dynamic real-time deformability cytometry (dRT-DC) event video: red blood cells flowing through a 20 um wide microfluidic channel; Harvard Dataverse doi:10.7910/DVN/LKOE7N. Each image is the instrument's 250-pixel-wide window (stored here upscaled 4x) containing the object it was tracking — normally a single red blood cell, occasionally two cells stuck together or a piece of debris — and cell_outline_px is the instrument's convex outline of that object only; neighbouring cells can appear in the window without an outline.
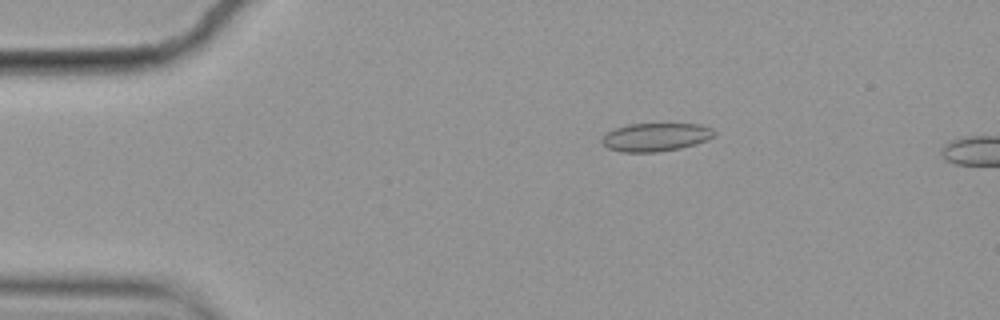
{"species": "common noctule bat (a hibernating species)", "species_latin": "Nyctalus noctula", "temperature_condition": "cold", "stored_images_in_passage": 8, "camera_frame_rate_fps": 3000, "um_per_image_px": 0.085, "animal": {"sex": "female", "body_mass_g": 19.9}, "frame": {"image": 1, "passage_image": 4, "time_ms": 1.0, "image_size_px": [1000, 320], "cell_outline_px": [[716, 136], [696, 144], [680, 148], [656, 152], [620, 152], [608, 148], [600, 140], [608, 132], [616, 128], [628, 124], [700, 124], [712, 128], [716, 132]], "centroid_in_image_um": [55.76, 11.65], "position_along_channel_um": 29.2, "area_um2": 18.5}}